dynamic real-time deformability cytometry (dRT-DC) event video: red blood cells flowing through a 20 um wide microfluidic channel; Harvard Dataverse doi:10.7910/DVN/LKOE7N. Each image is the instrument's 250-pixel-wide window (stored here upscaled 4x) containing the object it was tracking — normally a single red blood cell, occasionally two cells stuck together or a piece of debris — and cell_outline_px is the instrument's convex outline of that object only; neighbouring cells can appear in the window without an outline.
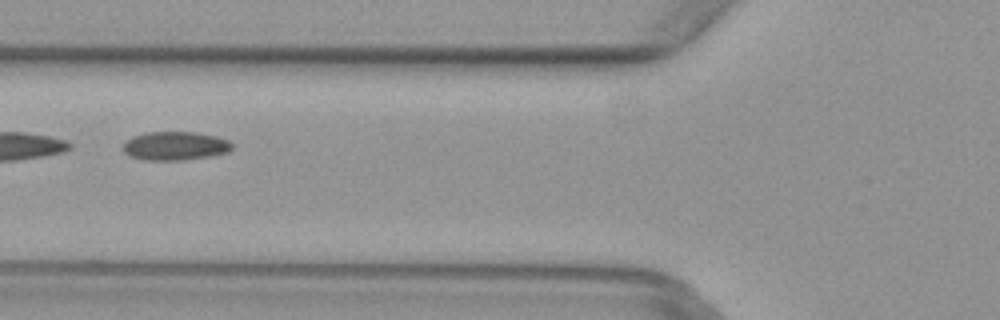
{"species": "common noctule bat (a hibernating species)", "species_latin": "Nyctalus noctula", "temperature_condition": "warm", "stored_images_in_passage": 4, "camera_frame_rate_fps": 3000, "um_per_image_px": 0.085, "animal": {"sex": "female", "body_mass_g": 29.2, "forearm_length_mm": 56.3}, "frame": {"image": 1, "passage_image": 3, "time_ms": 0.667, "image_size_px": [1000, 320], "cell_outline_px": [[232, 148], [228, 152], [212, 156], [184, 160], [144, 160], [128, 156], [124, 152], [124, 144], [132, 136], [144, 132], [196, 132], [216, 136], [228, 140], [232, 144]], "centroid_in_image_um": [14.89, 12.4], "position_along_channel_um": 110.9, "area_um2": 18.32}}
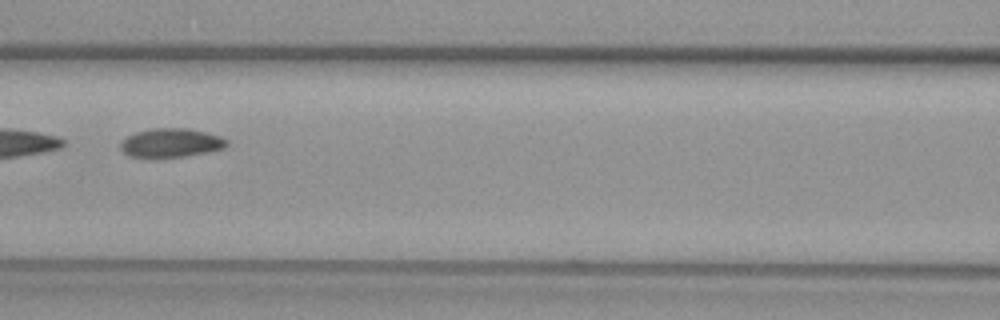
{"frame": {"image": 2, "passage_image": 4, "time_ms": 1.0, "image_size_px": [1000, 320], "cell_outline_px": [[228, 144], [224, 148], [184, 156], [128, 156], [120, 148], [120, 144], [128, 136], [136, 132], [152, 128], [188, 128], [220, 136], [228, 140]], "centroid_in_image_um": [14.55, 12.12], "position_along_channel_um": 152.1, "area_um2": 17.4}}